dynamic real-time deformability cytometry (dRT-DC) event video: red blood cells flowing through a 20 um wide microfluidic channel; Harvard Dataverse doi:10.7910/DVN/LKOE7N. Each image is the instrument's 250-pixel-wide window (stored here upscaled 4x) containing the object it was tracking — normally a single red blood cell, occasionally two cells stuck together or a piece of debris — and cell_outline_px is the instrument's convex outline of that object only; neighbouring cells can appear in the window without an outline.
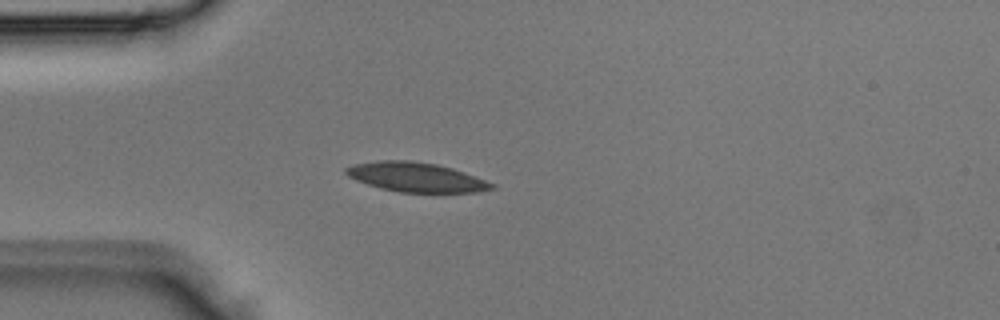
{"species": "Egyptian fruit bat (a non-hibernating species)", "species_latin": "Rousettus aegyptiacus", "temperature_condition": "room temperature", "stored_images_in_passage": 3, "camera_frame_rate_fps": 3000, "um_per_image_px": 0.085, "animal": {"sex": "male"}, "frame": {"image": 1, "passage_image": 3, "time_ms": 0.667, "image_size_px": [1000, 320], "cell_outline_px": [[496, 188], [480, 192], [400, 192], [380, 188], [356, 180], [348, 176], [344, 172], [344, 168], [352, 164], [380, 160], [408, 160], [436, 164], [452, 168], [464, 172], [496, 184]], "centroid_in_image_um": [35.36, 15.05], "position_along_channel_um": 49.6, "area_um2": 25.03}}